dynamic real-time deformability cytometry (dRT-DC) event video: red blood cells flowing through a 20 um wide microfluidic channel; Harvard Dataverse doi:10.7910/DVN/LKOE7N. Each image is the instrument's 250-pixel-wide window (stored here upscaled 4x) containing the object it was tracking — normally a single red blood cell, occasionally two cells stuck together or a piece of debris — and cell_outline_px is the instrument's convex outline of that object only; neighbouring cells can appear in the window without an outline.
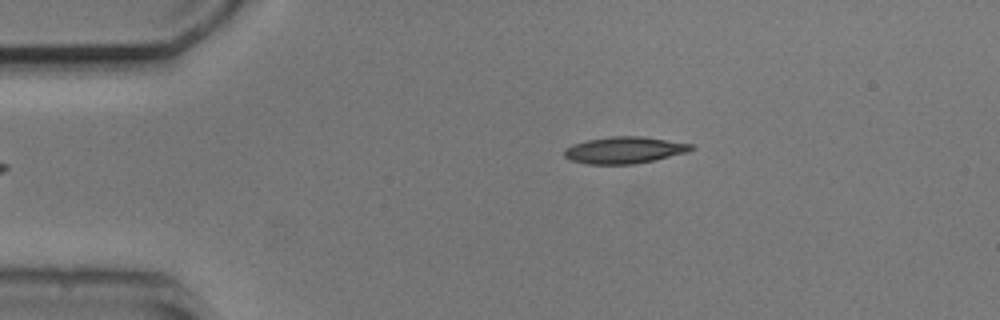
{"species": "common noctule bat (a hibernating species)", "species_latin": "Nyctalus noctula", "temperature_condition": "cold", "stored_images_in_passage": 3, "camera_frame_rate_fps": 3000, "um_per_image_px": 0.085, "animal": {"sex": "male", "body_mass_g": 20.5, "forearm_length_mm": 52.5}, "frame": {"image": 1, "passage_image": 3, "time_ms": 3.667, "image_size_px": [1000, 320], "cell_outline_px": [[692, 148], [688, 152], [656, 160], [636, 164], [588, 164], [572, 160], [564, 156], [564, 148], [572, 144], [588, 140], [612, 136], [640, 136], [692, 144]], "centroid_in_image_um": [53.05, 12.76], "position_along_channel_um": 31.9, "area_um2": 19.65}}